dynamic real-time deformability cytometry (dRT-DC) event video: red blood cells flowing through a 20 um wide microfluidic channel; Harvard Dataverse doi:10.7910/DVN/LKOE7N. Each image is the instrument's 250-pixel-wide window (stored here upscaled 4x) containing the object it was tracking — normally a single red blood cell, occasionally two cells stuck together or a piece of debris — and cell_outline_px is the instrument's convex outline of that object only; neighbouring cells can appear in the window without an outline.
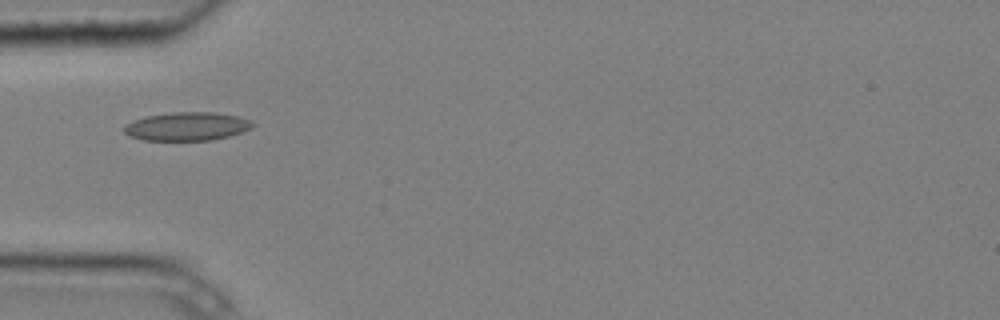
{"species": "common noctule bat (a hibernating species)", "species_latin": "Nyctalus noctula", "temperature_condition": "cold", "stored_images_in_passage": 10, "camera_frame_rate_fps": 3000, "um_per_image_px": 0.085, "animal": {"sex": "male", "body_mass_g": 20.4}, "frame": {"image": 1, "passage_image": 5, "time_ms": 1.333, "image_size_px": [1000, 320], "cell_outline_px": [[256, 124], [252, 128], [244, 132], [212, 140], [144, 140], [128, 136], [124, 132], [124, 128], [132, 120], [144, 116], [172, 112], [216, 112], [236, 116], [248, 120]], "centroid_in_image_um": [15.89, 10.74], "position_along_channel_um": 69.1, "area_um2": 21.39}}
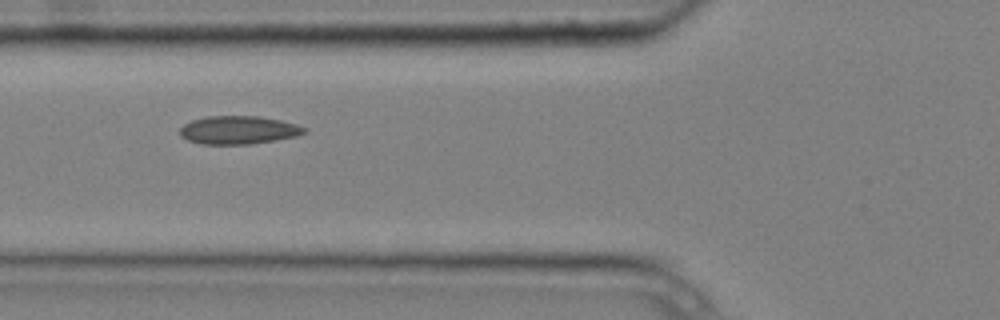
{"frame": {"image": 2, "passage_image": 6, "time_ms": 1.667, "image_size_px": [1000, 320], "cell_outline_px": [[308, 132], [296, 136], [276, 140], [252, 144], [200, 144], [188, 140], [180, 136], [180, 128], [184, 124], [192, 120], [208, 116], [260, 116], [280, 120], [296, 124], [304, 128]], "centroid_in_image_um": [20.26, 11.05], "position_along_channel_um": 105.5, "area_um2": 20.46}}
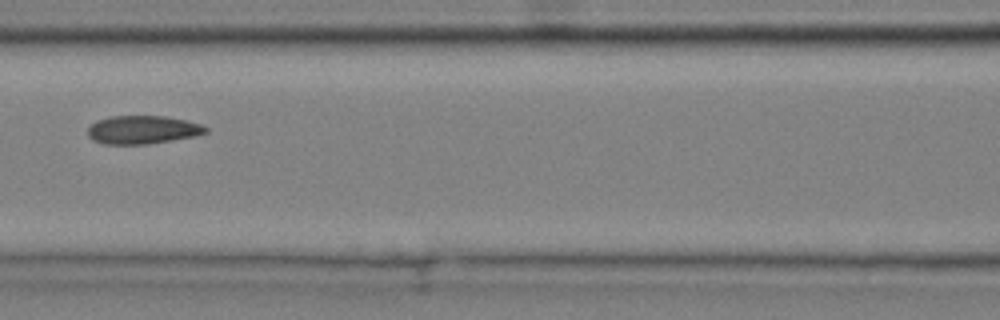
{"frame": {"image": 3, "passage_image": 7, "time_ms": 2.0, "image_size_px": [1000, 320], "cell_outline_px": [[208, 132], [196, 136], [148, 144], [104, 144], [92, 140], [88, 136], [88, 128], [96, 120], [112, 116], [164, 116], [184, 120], [200, 124], [208, 128]], "centroid_in_image_um": [12.11, 11.03], "position_along_channel_um": 154.5, "area_um2": 19.42}}